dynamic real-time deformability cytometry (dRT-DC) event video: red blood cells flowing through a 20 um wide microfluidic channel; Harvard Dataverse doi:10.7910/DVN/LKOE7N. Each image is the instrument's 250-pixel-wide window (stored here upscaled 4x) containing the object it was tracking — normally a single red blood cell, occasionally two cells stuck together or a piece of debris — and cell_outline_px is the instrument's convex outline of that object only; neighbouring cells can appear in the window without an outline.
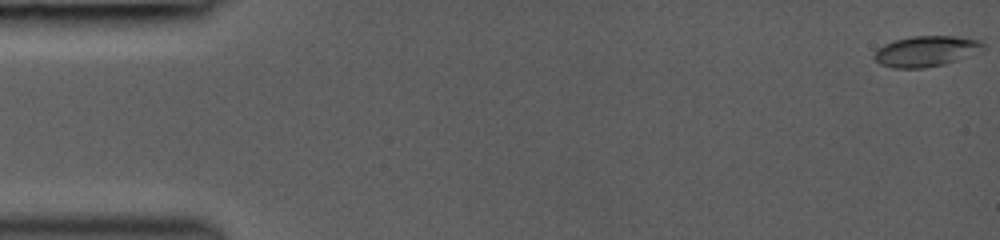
{"species": "common noctule bat (a hibernating species)", "species_latin": "Nyctalus noctula", "temperature_condition": "room temperature", "stored_images_in_passage": 46, "camera_frame_rate_fps": 3000, "um_per_image_px": 0.085, "animal": {"sex": "female", "body_mass_g": 19.0, "forearm_length_mm": 53.3}, "frame": {"image": 1, "passage_image": 1, "time_ms": 0.0, "image_size_px": [1000, 240], "cell_outline_px": [[984, 48], [956, 60], [944, 64], [924, 68], [892, 68], [880, 64], [872, 56], [876, 48], [884, 44], [896, 40], [912, 36], [960, 36], [980, 40], [984, 44]], "centroid_in_image_um": [78.66, 4.35], "position_along_channel_um": 6.3, "area_um2": 19.36}}
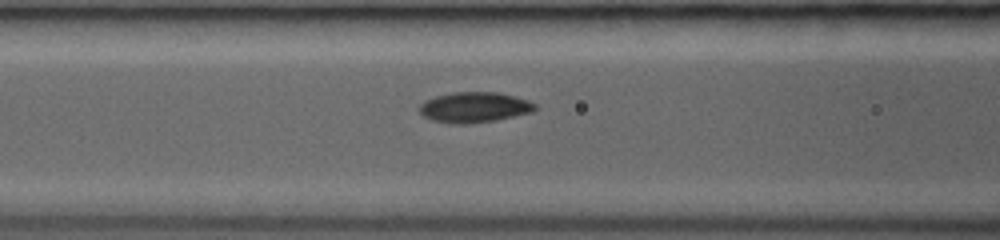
{"frame": {"image": 2, "passage_image": 20, "time_ms": 6.333, "image_size_px": [1000, 240], "cell_outline_px": [[536, 108], [532, 112], [496, 120], [468, 124], [456, 124], [432, 120], [424, 116], [420, 112], [420, 104], [424, 100], [436, 96], [452, 92], [500, 92], [516, 96], [528, 100], [536, 104]], "centroid_in_image_um": [40.33, 9.11], "position_along_channel_um": 126.3, "area_um2": 20.58}}
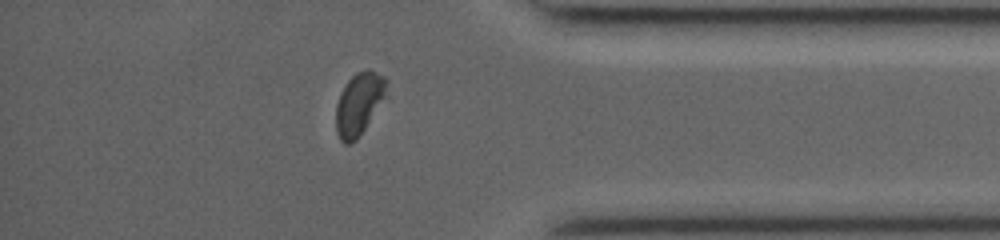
{"frame": {"image": 3, "passage_image": 40, "time_ms": 13.0, "image_size_px": [1000, 240], "cell_outline_px": [[388, 80], [384, 96], [364, 128], [356, 140], [348, 144], [344, 144], [340, 140], [336, 132], [336, 104], [340, 92], [348, 80], [356, 72], [368, 68], [384, 76]], "centroid_in_image_um": [30.47, 8.79], "position_along_channel_um": 404.7, "area_um2": 18.03}, "authors_computed_cell_mechanics": {"area_um2": 19.5942, "velocity_mm_per_s": 4.2983, "shape_relaxation_time_tau1_ms": 4.8784, "shape_relaxation_time_tau2_ms": 1.8108, "deformation_change_tau1": 0.1536, "deformation_change_tau2": 0.0514}}